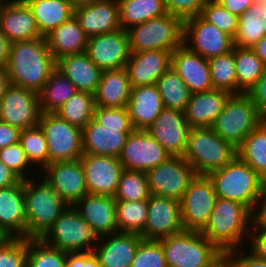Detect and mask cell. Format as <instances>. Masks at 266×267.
<instances>
[{
  "mask_svg": "<svg viewBox=\"0 0 266 267\" xmlns=\"http://www.w3.org/2000/svg\"><path fill=\"white\" fill-rule=\"evenodd\" d=\"M6 72L10 84L39 93L50 74L56 69V60L45 37L10 43Z\"/></svg>",
  "mask_w": 266,
  "mask_h": 267,
  "instance_id": "6da1fadb",
  "label": "cell"
},
{
  "mask_svg": "<svg viewBox=\"0 0 266 267\" xmlns=\"http://www.w3.org/2000/svg\"><path fill=\"white\" fill-rule=\"evenodd\" d=\"M134 130L126 107H95L93 119L82 129L83 153L119 158Z\"/></svg>",
  "mask_w": 266,
  "mask_h": 267,
  "instance_id": "7a4b0ae2",
  "label": "cell"
},
{
  "mask_svg": "<svg viewBox=\"0 0 266 267\" xmlns=\"http://www.w3.org/2000/svg\"><path fill=\"white\" fill-rule=\"evenodd\" d=\"M251 224L252 211L248 207L217 197L208 223L200 233L225 254L244 243Z\"/></svg>",
  "mask_w": 266,
  "mask_h": 267,
  "instance_id": "3957f363",
  "label": "cell"
},
{
  "mask_svg": "<svg viewBox=\"0 0 266 267\" xmlns=\"http://www.w3.org/2000/svg\"><path fill=\"white\" fill-rule=\"evenodd\" d=\"M207 176L218 198L238 202L251 211L266 189V181L238 156Z\"/></svg>",
  "mask_w": 266,
  "mask_h": 267,
  "instance_id": "277c9868",
  "label": "cell"
},
{
  "mask_svg": "<svg viewBox=\"0 0 266 267\" xmlns=\"http://www.w3.org/2000/svg\"><path fill=\"white\" fill-rule=\"evenodd\" d=\"M30 179L23 180L27 238L41 239L69 205L43 177Z\"/></svg>",
  "mask_w": 266,
  "mask_h": 267,
  "instance_id": "5b68a950",
  "label": "cell"
},
{
  "mask_svg": "<svg viewBox=\"0 0 266 267\" xmlns=\"http://www.w3.org/2000/svg\"><path fill=\"white\" fill-rule=\"evenodd\" d=\"M237 156V148L223 140L211 127L190 128L183 158L197 175L223 168Z\"/></svg>",
  "mask_w": 266,
  "mask_h": 267,
  "instance_id": "8992f818",
  "label": "cell"
},
{
  "mask_svg": "<svg viewBox=\"0 0 266 267\" xmlns=\"http://www.w3.org/2000/svg\"><path fill=\"white\" fill-rule=\"evenodd\" d=\"M159 241L167 267H210L223 255L200 231L184 230Z\"/></svg>",
  "mask_w": 266,
  "mask_h": 267,
  "instance_id": "52a82bcc",
  "label": "cell"
},
{
  "mask_svg": "<svg viewBox=\"0 0 266 267\" xmlns=\"http://www.w3.org/2000/svg\"><path fill=\"white\" fill-rule=\"evenodd\" d=\"M126 31L131 52H173L184 44V20L169 13L131 26Z\"/></svg>",
  "mask_w": 266,
  "mask_h": 267,
  "instance_id": "ba28073f",
  "label": "cell"
},
{
  "mask_svg": "<svg viewBox=\"0 0 266 267\" xmlns=\"http://www.w3.org/2000/svg\"><path fill=\"white\" fill-rule=\"evenodd\" d=\"M265 119L247 94H232L211 128L236 148Z\"/></svg>",
  "mask_w": 266,
  "mask_h": 267,
  "instance_id": "9c48e42d",
  "label": "cell"
},
{
  "mask_svg": "<svg viewBox=\"0 0 266 267\" xmlns=\"http://www.w3.org/2000/svg\"><path fill=\"white\" fill-rule=\"evenodd\" d=\"M47 245L67 253L94 251L99 237L73 206H68L41 238Z\"/></svg>",
  "mask_w": 266,
  "mask_h": 267,
  "instance_id": "30bf717a",
  "label": "cell"
},
{
  "mask_svg": "<svg viewBox=\"0 0 266 267\" xmlns=\"http://www.w3.org/2000/svg\"><path fill=\"white\" fill-rule=\"evenodd\" d=\"M48 146L49 163L74 161L83 155L82 129L57 113H42L39 123Z\"/></svg>",
  "mask_w": 266,
  "mask_h": 267,
  "instance_id": "8fae6325",
  "label": "cell"
},
{
  "mask_svg": "<svg viewBox=\"0 0 266 267\" xmlns=\"http://www.w3.org/2000/svg\"><path fill=\"white\" fill-rule=\"evenodd\" d=\"M217 195L208 176L196 175L180 199L184 230L201 231L208 223Z\"/></svg>",
  "mask_w": 266,
  "mask_h": 267,
  "instance_id": "7c38bea8",
  "label": "cell"
},
{
  "mask_svg": "<svg viewBox=\"0 0 266 267\" xmlns=\"http://www.w3.org/2000/svg\"><path fill=\"white\" fill-rule=\"evenodd\" d=\"M146 174L151 194L178 201L197 175L192 165L183 157H170Z\"/></svg>",
  "mask_w": 266,
  "mask_h": 267,
  "instance_id": "4fadbf2b",
  "label": "cell"
},
{
  "mask_svg": "<svg viewBox=\"0 0 266 267\" xmlns=\"http://www.w3.org/2000/svg\"><path fill=\"white\" fill-rule=\"evenodd\" d=\"M42 112L39 94L10 84L0 99V120L19 130L38 125Z\"/></svg>",
  "mask_w": 266,
  "mask_h": 267,
  "instance_id": "5bb4252c",
  "label": "cell"
},
{
  "mask_svg": "<svg viewBox=\"0 0 266 267\" xmlns=\"http://www.w3.org/2000/svg\"><path fill=\"white\" fill-rule=\"evenodd\" d=\"M184 45L206 59L228 53L234 48L231 36L200 15L184 20Z\"/></svg>",
  "mask_w": 266,
  "mask_h": 267,
  "instance_id": "9a60e30c",
  "label": "cell"
},
{
  "mask_svg": "<svg viewBox=\"0 0 266 267\" xmlns=\"http://www.w3.org/2000/svg\"><path fill=\"white\" fill-rule=\"evenodd\" d=\"M170 157L146 130L134 129L127 137L119 160L125 170L147 172Z\"/></svg>",
  "mask_w": 266,
  "mask_h": 267,
  "instance_id": "2e32d148",
  "label": "cell"
},
{
  "mask_svg": "<svg viewBox=\"0 0 266 267\" xmlns=\"http://www.w3.org/2000/svg\"><path fill=\"white\" fill-rule=\"evenodd\" d=\"M184 231L180 201L151 194L148 199L147 221L141 237L159 240Z\"/></svg>",
  "mask_w": 266,
  "mask_h": 267,
  "instance_id": "e0dca14e",
  "label": "cell"
},
{
  "mask_svg": "<svg viewBox=\"0 0 266 267\" xmlns=\"http://www.w3.org/2000/svg\"><path fill=\"white\" fill-rule=\"evenodd\" d=\"M85 53L102 71L125 68L131 55L127 31L121 28L88 38Z\"/></svg>",
  "mask_w": 266,
  "mask_h": 267,
  "instance_id": "ac0fdd59",
  "label": "cell"
},
{
  "mask_svg": "<svg viewBox=\"0 0 266 267\" xmlns=\"http://www.w3.org/2000/svg\"><path fill=\"white\" fill-rule=\"evenodd\" d=\"M43 171L45 175L42 177L68 205L73 206L88 194L85 173L80 159L51 162Z\"/></svg>",
  "mask_w": 266,
  "mask_h": 267,
  "instance_id": "d6986e66",
  "label": "cell"
},
{
  "mask_svg": "<svg viewBox=\"0 0 266 267\" xmlns=\"http://www.w3.org/2000/svg\"><path fill=\"white\" fill-rule=\"evenodd\" d=\"M80 160L88 194L114 196L124 170L119 158L83 153Z\"/></svg>",
  "mask_w": 266,
  "mask_h": 267,
  "instance_id": "ffe728a7",
  "label": "cell"
},
{
  "mask_svg": "<svg viewBox=\"0 0 266 267\" xmlns=\"http://www.w3.org/2000/svg\"><path fill=\"white\" fill-rule=\"evenodd\" d=\"M171 157H183L190 127L184 112L164 108L156 120L145 129Z\"/></svg>",
  "mask_w": 266,
  "mask_h": 267,
  "instance_id": "44dd1931",
  "label": "cell"
},
{
  "mask_svg": "<svg viewBox=\"0 0 266 267\" xmlns=\"http://www.w3.org/2000/svg\"><path fill=\"white\" fill-rule=\"evenodd\" d=\"M0 32L10 43L44 37L31 9L22 0H0Z\"/></svg>",
  "mask_w": 266,
  "mask_h": 267,
  "instance_id": "7402d4cb",
  "label": "cell"
},
{
  "mask_svg": "<svg viewBox=\"0 0 266 267\" xmlns=\"http://www.w3.org/2000/svg\"><path fill=\"white\" fill-rule=\"evenodd\" d=\"M73 207L98 237L118 233L116 200L113 196L86 194Z\"/></svg>",
  "mask_w": 266,
  "mask_h": 267,
  "instance_id": "603a6c76",
  "label": "cell"
},
{
  "mask_svg": "<svg viewBox=\"0 0 266 267\" xmlns=\"http://www.w3.org/2000/svg\"><path fill=\"white\" fill-rule=\"evenodd\" d=\"M171 66L188 86L191 93L213 89L208 59L181 45L171 53Z\"/></svg>",
  "mask_w": 266,
  "mask_h": 267,
  "instance_id": "cb8c5ba5",
  "label": "cell"
},
{
  "mask_svg": "<svg viewBox=\"0 0 266 267\" xmlns=\"http://www.w3.org/2000/svg\"><path fill=\"white\" fill-rule=\"evenodd\" d=\"M74 16L88 38L121 29L117 0H98L78 7Z\"/></svg>",
  "mask_w": 266,
  "mask_h": 267,
  "instance_id": "d4e9b609",
  "label": "cell"
},
{
  "mask_svg": "<svg viewBox=\"0 0 266 267\" xmlns=\"http://www.w3.org/2000/svg\"><path fill=\"white\" fill-rule=\"evenodd\" d=\"M0 230L9 238H27L23 180L0 188Z\"/></svg>",
  "mask_w": 266,
  "mask_h": 267,
  "instance_id": "484cf974",
  "label": "cell"
},
{
  "mask_svg": "<svg viewBox=\"0 0 266 267\" xmlns=\"http://www.w3.org/2000/svg\"><path fill=\"white\" fill-rule=\"evenodd\" d=\"M142 239L139 234L122 232L102 236L93 253L100 267H131Z\"/></svg>",
  "mask_w": 266,
  "mask_h": 267,
  "instance_id": "4316f807",
  "label": "cell"
},
{
  "mask_svg": "<svg viewBox=\"0 0 266 267\" xmlns=\"http://www.w3.org/2000/svg\"><path fill=\"white\" fill-rule=\"evenodd\" d=\"M171 53L163 50L131 52L125 67L131 86L156 84L158 78L171 66Z\"/></svg>",
  "mask_w": 266,
  "mask_h": 267,
  "instance_id": "83f0119b",
  "label": "cell"
},
{
  "mask_svg": "<svg viewBox=\"0 0 266 267\" xmlns=\"http://www.w3.org/2000/svg\"><path fill=\"white\" fill-rule=\"evenodd\" d=\"M231 95L220 89L193 93L184 111L188 126L190 128L211 127Z\"/></svg>",
  "mask_w": 266,
  "mask_h": 267,
  "instance_id": "f1b7e54d",
  "label": "cell"
},
{
  "mask_svg": "<svg viewBox=\"0 0 266 267\" xmlns=\"http://www.w3.org/2000/svg\"><path fill=\"white\" fill-rule=\"evenodd\" d=\"M126 108L134 129H147L164 109L157 85L132 87Z\"/></svg>",
  "mask_w": 266,
  "mask_h": 267,
  "instance_id": "f546056e",
  "label": "cell"
},
{
  "mask_svg": "<svg viewBox=\"0 0 266 267\" xmlns=\"http://www.w3.org/2000/svg\"><path fill=\"white\" fill-rule=\"evenodd\" d=\"M56 69L66 76L78 91L90 94L95 93L103 72L85 52L57 59Z\"/></svg>",
  "mask_w": 266,
  "mask_h": 267,
  "instance_id": "4dcf8cb0",
  "label": "cell"
},
{
  "mask_svg": "<svg viewBox=\"0 0 266 267\" xmlns=\"http://www.w3.org/2000/svg\"><path fill=\"white\" fill-rule=\"evenodd\" d=\"M132 86L126 68L105 70L94 93L98 107H127Z\"/></svg>",
  "mask_w": 266,
  "mask_h": 267,
  "instance_id": "1f68e13d",
  "label": "cell"
},
{
  "mask_svg": "<svg viewBox=\"0 0 266 267\" xmlns=\"http://www.w3.org/2000/svg\"><path fill=\"white\" fill-rule=\"evenodd\" d=\"M48 48L55 60L86 51L88 37L73 16L45 36Z\"/></svg>",
  "mask_w": 266,
  "mask_h": 267,
  "instance_id": "d6a6232c",
  "label": "cell"
},
{
  "mask_svg": "<svg viewBox=\"0 0 266 267\" xmlns=\"http://www.w3.org/2000/svg\"><path fill=\"white\" fill-rule=\"evenodd\" d=\"M266 36V0H254L247 11L239 16L233 44L240 48H251Z\"/></svg>",
  "mask_w": 266,
  "mask_h": 267,
  "instance_id": "836d02e7",
  "label": "cell"
},
{
  "mask_svg": "<svg viewBox=\"0 0 266 267\" xmlns=\"http://www.w3.org/2000/svg\"><path fill=\"white\" fill-rule=\"evenodd\" d=\"M31 9L40 33L45 37L74 16L68 0H24Z\"/></svg>",
  "mask_w": 266,
  "mask_h": 267,
  "instance_id": "e575fe53",
  "label": "cell"
},
{
  "mask_svg": "<svg viewBox=\"0 0 266 267\" xmlns=\"http://www.w3.org/2000/svg\"><path fill=\"white\" fill-rule=\"evenodd\" d=\"M121 28L144 23L168 14L164 0H117Z\"/></svg>",
  "mask_w": 266,
  "mask_h": 267,
  "instance_id": "d590c367",
  "label": "cell"
},
{
  "mask_svg": "<svg viewBox=\"0 0 266 267\" xmlns=\"http://www.w3.org/2000/svg\"><path fill=\"white\" fill-rule=\"evenodd\" d=\"M78 90L58 69L51 74L39 94L42 113H55Z\"/></svg>",
  "mask_w": 266,
  "mask_h": 267,
  "instance_id": "8d00e7d4",
  "label": "cell"
},
{
  "mask_svg": "<svg viewBox=\"0 0 266 267\" xmlns=\"http://www.w3.org/2000/svg\"><path fill=\"white\" fill-rule=\"evenodd\" d=\"M237 156L266 181V119L237 147Z\"/></svg>",
  "mask_w": 266,
  "mask_h": 267,
  "instance_id": "74e56055",
  "label": "cell"
},
{
  "mask_svg": "<svg viewBox=\"0 0 266 267\" xmlns=\"http://www.w3.org/2000/svg\"><path fill=\"white\" fill-rule=\"evenodd\" d=\"M156 85L164 108L185 111L192 93L172 66L158 78Z\"/></svg>",
  "mask_w": 266,
  "mask_h": 267,
  "instance_id": "f35d334b",
  "label": "cell"
},
{
  "mask_svg": "<svg viewBox=\"0 0 266 267\" xmlns=\"http://www.w3.org/2000/svg\"><path fill=\"white\" fill-rule=\"evenodd\" d=\"M265 65L251 48L235 46V71L238 94L247 93L262 76Z\"/></svg>",
  "mask_w": 266,
  "mask_h": 267,
  "instance_id": "ab89813d",
  "label": "cell"
},
{
  "mask_svg": "<svg viewBox=\"0 0 266 267\" xmlns=\"http://www.w3.org/2000/svg\"><path fill=\"white\" fill-rule=\"evenodd\" d=\"M208 64L213 89L238 94V81L235 71V46L228 53L209 58Z\"/></svg>",
  "mask_w": 266,
  "mask_h": 267,
  "instance_id": "60d3db41",
  "label": "cell"
},
{
  "mask_svg": "<svg viewBox=\"0 0 266 267\" xmlns=\"http://www.w3.org/2000/svg\"><path fill=\"white\" fill-rule=\"evenodd\" d=\"M148 214V200L116 201V221L118 232L141 235Z\"/></svg>",
  "mask_w": 266,
  "mask_h": 267,
  "instance_id": "b9f144b4",
  "label": "cell"
},
{
  "mask_svg": "<svg viewBox=\"0 0 266 267\" xmlns=\"http://www.w3.org/2000/svg\"><path fill=\"white\" fill-rule=\"evenodd\" d=\"M95 107L94 94L77 91L55 113L83 129L93 119Z\"/></svg>",
  "mask_w": 266,
  "mask_h": 267,
  "instance_id": "7bdbcfd3",
  "label": "cell"
},
{
  "mask_svg": "<svg viewBox=\"0 0 266 267\" xmlns=\"http://www.w3.org/2000/svg\"><path fill=\"white\" fill-rule=\"evenodd\" d=\"M19 143L33 168L36 165V167L44 169L49 164L47 141L39 124L21 130Z\"/></svg>",
  "mask_w": 266,
  "mask_h": 267,
  "instance_id": "ee69618b",
  "label": "cell"
},
{
  "mask_svg": "<svg viewBox=\"0 0 266 267\" xmlns=\"http://www.w3.org/2000/svg\"><path fill=\"white\" fill-rule=\"evenodd\" d=\"M151 192L144 171L123 170L114 198L116 201L148 200Z\"/></svg>",
  "mask_w": 266,
  "mask_h": 267,
  "instance_id": "f6af8a7d",
  "label": "cell"
},
{
  "mask_svg": "<svg viewBox=\"0 0 266 267\" xmlns=\"http://www.w3.org/2000/svg\"><path fill=\"white\" fill-rule=\"evenodd\" d=\"M67 252L51 247L41 239H29L26 267H66Z\"/></svg>",
  "mask_w": 266,
  "mask_h": 267,
  "instance_id": "bcb514c9",
  "label": "cell"
},
{
  "mask_svg": "<svg viewBox=\"0 0 266 267\" xmlns=\"http://www.w3.org/2000/svg\"><path fill=\"white\" fill-rule=\"evenodd\" d=\"M200 16L222 32L234 38L239 17L224 8L218 1L209 0L202 8Z\"/></svg>",
  "mask_w": 266,
  "mask_h": 267,
  "instance_id": "7dc6e473",
  "label": "cell"
},
{
  "mask_svg": "<svg viewBox=\"0 0 266 267\" xmlns=\"http://www.w3.org/2000/svg\"><path fill=\"white\" fill-rule=\"evenodd\" d=\"M131 267H167L161 242L142 239Z\"/></svg>",
  "mask_w": 266,
  "mask_h": 267,
  "instance_id": "c3c4849f",
  "label": "cell"
},
{
  "mask_svg": "<svg viewBox=\"0 0 266 267\" xmlns=\"http://www.w3.org/2000/svg\"><path fill=\"white\" fill-rule=\"evenodd\" d=\"M29 238H8L0 245V267H26Z\"/></svg>",
  "mask_w": 266,
  "mask_h": 267,
  "instance_id": "681fc988",
  "label": "cell"
},
{
  "mask_svg": "<svg viewBox=\"0 0 266 267\" xmlns=\"http://www.w3.org/2000/svg\"><path fill=\"white\" fill-rule=\"evenodd\" d=\"M0 160L21 180L32 177V175L28 176L27 172L31 164L28 162L19 142L0 149Z\"/></svg>",
  "mask_w": 266,
  "mask_h": 267,
  "instance_id": "f907efd6",
  "label": "cell"
},
{
  "mask_svg": "<svg viewBox=\"0 0 266 267\" xmlns=\"http://www.w3.org/2000/svg\"><path fill=\"white\" fill-rule=\"evenodd\" d=\"M169 14L186 20L200 15L203 6L209 0H164Z\"/></svg>",
  "mask_w": 266,
  "mask_h": 267,
  "instance_id": "816d5d0a",
  "label": "cell"
},
{
  "mask_svg": "<svg viewBox=\"0 0 266 267\" xmlns=\"http://www.w3.org/2000/svg\"><path fill=\"white\" fill-rule=\"evenodd\" d=\"M244 252L242 249L241 251L234 249L225 253L229 257L232 267H266V260L255 256L250 251L249 254H247L248 252L246 254Z\"/></svg>",
  "mask_w": 266,
  "mask_h": 267,
  "instance_id": "f5cc1de1",
  "label": "cell"
},
{
  "mask_svg": "<svg viewBox=\"0 0 266 267\" xmlns=\"http://www.w3.org/2000/svg\"><path fill=\"white\" fill-rule=\"evenodd\" d=\"M257 107L258 113L266 119V67L256 84L247 92Z\"/></svg>",
  "mask_w": 266,
  "mask_h": 267,
  "instance_id": "db71d44e",
  "label": "cell"
},
{
  "mask_svg": "<svg viewBox=\"0 0 266 267\" xmlns=\"http://www.w3.org/2000/svg\"><path fill=\"white\" fill-rule=\"evenodd\" d=\"M66 267H100V263L92 251L67 253Z\"/></svg>",
  "mask_w": 266,
  "mask_h": 267,
  "instance_id": "11a10c76",
  "label": "cell"
},
{
  "mask_svg": "<svg viewBox=\"0 0 266 267\" xmlns=\"http://www.w3.org/2000/svg\"><path fill=\"white\" fill-rule=\"evenodd\" d=\"M252 228V234L251 231L249 233L251 247H249L250 249L248 251L252 252L257 257L266 260V229L257 228L251 224V229Z\"/></svg>",
  "mask_w": 266,
  "mask_h": 267,
  "instance_id": "9f6ffc18",
  "label": "cell"
},
{
  "mask_svg": "<svg viewBox=\"0 0 266 267\" xmlns=\"http://www.w3.org/2000/svg\"><path fill=\"white\" fill-rule=\"evenodd\" d=\"M252 225L266 229V189L257 200L256 206L252 211Z\"/></svg>",
  "mask_w": 266,
  "mask_h": 267,
  "instance_id": "6f0895ef",
  "label": "cell"
},
{
  "mask_svg": "<svg viewBox=\"0 0 266 267\" xmlns=\"http://www.w3.org/2000/svg\"><path fill=\"white\" fill-rule=\"evenodd\" d=\"M20 131L0 120V149L18 143Z\"/></svg>",
  "mask_w": 266,
  "mask_h": 267,
  "instance_id": "680465c9",
  "label": "cell"
},
{
  "mask_svg": "<svg viewBox=\"0 0 266 267\" xmlns=\"http://www.w3.org/2000/svg\"><path fill=\"white\" fill-rule=\"evenodd\" d=\"M224 8L229 10L232 14L237 15L238 17L248 10L252 6L254 0H216Z\"/></svg>",
  "mask_w": 266,
  "mask_h": 267,
  "instance_id": "91938a15",
  "label": "cell"
},
{
  "mask_svg": "<svg viewBox=\"0 0 266 267\" xmlns=\"http://www.w3.org/2000/svg\"><path fill=\"white\" fill-rule=\"evenodd\" d=\"M21 179L0 160V188L17 184Z\"/></svg>",
  "mask_w": 266,
  "mask_h": 267,
  "instance_id": "94428289",
  "label": "cell"
},
{
  "mask_svg": "<svg viewBox=\"0 0 266 267\" xmlns=\"http://www.w3.org/2000/svg\"><path fill=\"white\" fill-rule=\"evenodd\" d=\"M10 51V42L4 34L0 32V68H6Z\"/></svg>",
  "mask_w": 266,
  "mask_h": 267,
  "instance_id": "6125c7cd",
  "label": "cell"
},
{
  "mask_svg": "<svg viewBox=\"0 0 266 267\" xmlns=\"http://www.w3.org/2000/svg\"><path fill=\"white\" fill-rule=\"evenodd\" d=\"M251 49L262 60L263 64L266 67V36L261 38L256 44H254Z\"/></svg>",
  "mask_w": 266,
  "mask_h": 267,
  "instance_id": "be15d7a7",
  "label": "cell"
},
{
  "mask_svg": "<svg viewBox=\"0 0 266 267\" xmlns=\"http://www.w3.org/2000/svg\"><path fill=\"white\" fill-rule=\"evenodd\" d=\"M10 81L5 68H0V99L5 94Z\"/></svg>",
  "mask_w": 266,
  "mask_h": 267,
  "instance_id": "e7e4bbea",
  "label": "cell"
},
{
  "mask_svg": "<svg viewBox=\"0 0 266 267\" xmlns=\"http://www.w3.org/2000/svg\"><path fill=\"white\" fill-rule=\"evenodd\" d=\"M210 267H232L229 257L223 254L216 262H214Z\"/></svg>",
  "mask_w": 266,
  "mask_h": 267,
  "instance_id": "03108f58",
  "label": "cell"
},
{
  "mask_svg": "<svg viewBox=\"0 0 266 267\" xmlns=\"http://www.w3.org/2000/svg\"><path fill=\"white\" fill-rule=\"evenodd\" d=\"M74 9L94 3L98 0H68Z\"/></svg>",
  "mask_w": 266,
  "mask_h": 267,
  "instance_id": "003e7915",
  "label": "cell"
},
{
  "mask_svg": "<svg viewBox=\"0 0 266 267\" xmlns=\"http://www.w3.org/2000/svg\"><path fill=\"white\" fill-rule=\"evenodd\" d=\"M9 237H7L1 230H0V245L6 241Z\"/></svg>",
  "mask_w": 266,
  "mask_h": 267,
  "instance_id": "a7ac6f4b",
  "label": "cell"
}]
</instances>
